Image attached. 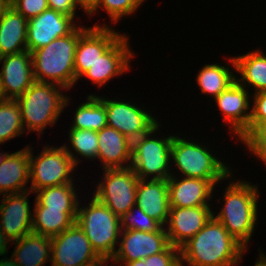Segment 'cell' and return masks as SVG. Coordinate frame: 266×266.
Returning <instances> with one entry per match:
<instances>
[{
	"instance_id": "obj_46",
	"label": "cell",
	"mask_w": 266,
	"mask_h": 266,
	"mask_svg": "<svg viewBox=\"0 0 266 266\" xmlns=\"http://www.w3.org/2000/svg\"><path fill=\"white\" fill-rule=\"evenodd\" d=\"M8 154H9V153H4V151H3L2 154L0 153V155H1V156H0V167H1V165L3 164L5 158L7 157Z\"/></svg>"
},
{
	"instance_id": "obj_36",
	"label": "cell",
	"mask_w": 266,
	"mask_h": 266,
	"mask_svg": "<svg viewBox=\"0 0 266 266\" xmlns=\"http://www.w3.org/2000/svg\"><path fill=\"white\" fill-rule=\"evenodd\" d=\"M8 4L27 20L37 17L49 8L47 0H8Z\"/></svg>"
},
{
	"instance_id": "obj_17",
	"label": "cell",
	"mask_w": 266,
	"mask_h": 266,
	"mask_svg": "<svg viewBox=\"0 0 266 266\" xmlns=\"http://www.w3.org/2000/svg\"><path fill=\"white\" fill-rule=\"evenodd\" d=\"M0 80L4 99H17L35 82L32 55L26 50L18 54L2 56Z\"/></svg>"
},
{
	"instance_id": "obj_47",
	"label": "cell",
	"mask_w": 266,
	"mask_h": 266,
	"mask_svg": "<svg viewBox=\"0 0 266 266\" xmlns=\"http://www.w3.org/2000/svg\"><path fill=\"white\" fill-rule=\"evenodd\" d=\"M107 261L106 260H101L100 262L96 263V264H93V265H89V266H104V264L106 263ZM112 266V265H111Z\"/></svg>"
},
{
	"instance_id": "obj_12",
	"label": "cell",
	"mask_w": 266,
	"mask_h": 266,
	"mask_svg": "<svg viewBox=\"0 0 266 266\" xmlns=\"http://www.w3.org/2000/svg\"><path fill=\"white\" fill-rule=\"evenodd\" d=\"M165 229L162 226L156 232L121 231L122 241L111 260L115 264L127 263L163 252L170 245Z\"/></svg>"
},
{
	"instance_id": "obj_22",
	"label": "cell",
	"mask_w": 266,
	"mask_h": 266,
	"mask_svg": "<svg viewBox=\"0 0 266 266\" xmlns=\"http://www.w3.org/2000/svg\"><path fill=\"white\" fill-rule=\"evenodd\" d=\"M97 158L103 163V170L126 168L124 163L131 161L132 142L116 129L106 126L97 131Z\"/></svg>"
},
{
	"instance_id": "obj_20",
	"label": "cell",
	"mask_w": 266,
	"mask_h": 266,
	"mask_svg": "<svg viewBox=\"0 0 266 266\" xmlns=\"http://www.w3.org/2000/svg\"><path fill=\"white\" fill-rule=\"evenodd\" d=\"M170 207L209 206L214 185L221 180L184 177L181 180L171 175L168 179Z\"/></svg>"
},
{
	"instance_id": "obj_21",
	"label": "cell",
	"mask_w": 266,
	"mask_h": 266,
	"mask_svg": "<svg viewBox=\"0 0 266 266\" xmlns=\"http://www.w3.org/2000/svg\"><path fill=\"white\" fill-rule=\"evenodd\" d=\"M136 206L164 227L170 212L168 181L139 179Z\"/></svg>"
},
{
	"instance_id": "obj_35",
	"label": "cell",
	"mask_w": 266,
	"mask_h": 266,
	"mask_svg": "<svg viewBox=\"0 0 266 266\" xmlns=\"http://www.w3.org/2000/svg\"><path fill=\"white\" fill-rule=\"evenodd\" d=\"M145 0H98L96 6L88 13L92 16L94 12L99 7H102L107 11L109 17H111V22L116 23L121 17L126 15H132L142 2Z\"/></svg>"
},
{
	"instance_id": "obj_34",
	"label": "cell",
	"mask_w": 266,
	"mask_h": 266,
	"mask_svg": "<svg viewBox=\"0 0 266 266\" xmlns=\"http://www.w3.org/2000/svg\"><path fill=\"white\" fill-rule=\"evenodd\" d=\"M239 140L266 164V122L249 123L248 131Z\"/></svg>"
},
{
	"instance_id": "obj_24",
	"label": "cell",
	"mask_w": 266,
	"mask_h": 266,
	"mask_svg": "<svg viewBox=\"0 0 266 266\" xmlns=\"http://www.w3.org/2000/svg\"><path fill=\"white\" fill-rule=\"evenodd\" d=\"M30 180L29 147H25L5 158L0 167V195L28 191L25 188ZM4 194H3V193Z\"/></svg>"
},
{
	"instance_id": "obj_30",
	"label": "cell",
	"mask_w": 266,
	"mask_h": 266,
	"mask_svg": "<svg viewBox=\"0 0 266 266\" xmlns=\"http://www.w3.org/2000/svg\"><path fill=\"white\" fill-rule=\"evenodd\" d=\"M236 81V76L232 70L217 64H206L197 76V83L202 93H207L217 97Z\"/></svg>"
},
{
	"instance_id": "obj_45",
	"label": "cell",
	"mask_w": 266,
	"mask_h": 266,
	"mask_svg": "<svg viewBox=\"0 0 266 266\" xmlns=\"http://www.w3.org/2000/svg\"><path fill=\"white\" fill-rule=\"evenodd\" d=\"M7 5H8V0H0V15L2 14V11L5 9Z\"/></svg>"
},
{
	"instance_id": "obj_7",
	"label": "cell",
	"mask_w": 266,
	"mask_h": 266,
	"mask_svg": "<svg viewBox=\"0 0 266 266\" xmlns=\"http://www.w3.org/2000/svg\"><path fill=\"white\" fill-rule=\"evenodd\" d=\"M159 123L147 134L132 141L130 167L139 179L167 180L169 173L168 164L171 161V144L174 136L156 139L150 138L159 130Z\"/></svg>"
},
{
	"instance_id": "obj_11",
	"label": "cell",
	"mask_w": 266,
	"mask_h": 266,
	"mask_svg": "<svg viewBox=\"0 0 266 266\" xmlns=\"http://www.w3.org/2000/svg\"><path fill=\"white\" fill-rule=\"evenodd\" d=\"M105 104L107 126L124 134L131 142L147 134L158 121L149 112L129 102L100 98Z\"/></svg>"
},
{
	"instance_id": "obj_3",
	"label": "cell",
	"mask_w": 266,
	"mask_h": 266,
	"mask_svg": "<svg viewBox=\"0 0 266 266\" xmlns=\"http://www.w3.org/2000/svg\"><path fill=\"white\" fill-rule=\"evenodd\" d=\"M225 191V205L217 216H213L246 248L258 217L257 187L237 180L229 184Z\"/></svg>"
},
{
	"instance_id": "obj_33",
	"label": "cell",
	"mask_w": 266,
	"mask_h": 266,
	"mask_svg": "<svg viewBox=\"0 0 266 266\" xmlns=\"http://www.w3.org/2000/svg\"><path fill=\"white\" fill-rule=\"evenodd\" d=\"M136 210L138 215L135 216ZM138 217V218H137ZM121 229L138 230L143 232H156L162 225L155 219L149 217L141 208L134 205L127 213L120 217Z\"/></svg>"
},
{
	"instance_id": "obj_40",
	"label": "cell",
	"mask_w": 266,
	"mask_h": 266,
	"mask_svg": "<svg viewBox=\"0 0 266 266\" xmlns=\"http://www.w3.org/2000/svg\"><path fill=\"white\" fill-rule=\"evenodd\" d=\"M88 14L98 3V0H74Z\"/></svg>"
},
{
	"instance_id": "obj_13",
	"label": "cell",
	"mask_w": 266,
	"mask_h": 266,
	"mask_svg": "<svg viewBox=\"0 0 266 266\" xmlns=\"http://www.w3.org/2000/svg\"><path fill=\"white\" fill-rule=\"evenodd\" d=\"M74 18L51 8L28 20L27 50L31 53L48 45L51 41L70 34L77 24Z\"/></svg>"
},
{
	"instance_id": "obj_25",
	"label": "cell",
	"mask_w": 266,
	"mask_h": 266,
	"mask_svg": "<svg viewBox=\"0 0 266 266\" xmlns=\"http://www.w3.org/2000/svg\"><path fill=\"white\" fill-rule=\"evenodd\" d=\"M12 242L17 246L11 257L19 266H43L46 261L51 262L50 237L30 233Z\"/></svg>"
},
{
	"instance_id": "obj_27",
	"label": "cell",
	"mask_w": 266,
	"mask_h": 266,
	"mask_svg": "<svg viewBox=\"0 0 266 266\" xmlns=\"http://www.w3.org/2000/svg\"><path fill=\"white\" fill-rule=\"evenodd\" d=\"M259 50L229 59L242 78L236 79L242 86L252 85L255 93L266 91V56ZM241 81H243L241 83ZM248 83V84H247Z\"/></svg>"
},
{
	"instance_id": "obj_14",
	"label": "cell",
	"mask_w": 266,
	"mask_h": 266,
	"mask_svg": "<svg viewBox=\"0 0 266 266\" xmlns=\"http://www.w3.org/2000/svg\"><path fill=\"white\" fill-rule=\"evenodd\" d=\"M121 35L107 25L97 24L79 36L74 57L75 83Z\"/></svg>"
},
{
	"instance_id": "obj_41",
	"label": "cell",
	"mask_w": 266,
	"mask_h": 266,
	"mask_svg": "<svg viewBox=\"0 0 266 266\" xmlns=\"http://www.w3.org/2000/svg\"><path fill=\"white\" fill-rule=\"evenodd\" d=\"M10 242V240L5 236L3 231L0 228V256L8 253L7 251V244Z\"/></svg>"
},
{
	"instance_id": "obj_6",
	"label": "cell",
	"mask_w": 266,
	"mask_h": 266,
	"mask_svg": "<svg viewBox=\"0 0 266 266\" xmlns=\"http://www.w3.org/2000/svg\"><path fill=\"white\" fill-rule=\"evenodd\" d=\"M67 147L66 145L55 148L45 146L37 157H33L32 149L29 147L32 193L47 187L73 183L70 174L74 171L79 159Z\"/></svg>"
},
{
	"instance_id": "obj_42",
	"label": "cell",
	"mask_w": 266,
	"mask_h": 266,
	"mask_svg": "<svg viewBox=\"0 0 266 266\" xmlns=\"http://www.w3.org/2000/svg\"><path fill=\"white\" fill-rule=\"evenodd\" d=\"M122 266H147V262H145L144 259H139L133 262L124 263Z\"/></svg>"
},
{
	"instance_id": "obj_4",
	"label": "cell",
	"mask_w": 266,
	"mask_h": 266,
	"mask_svg": "<svg viewBox=\"0 0 266 266\" xmlns=\"http://www.w3.org/2000/svg\"><path fill=\"white\" fill-rule=\"evenodd\" d=\"M51 82L35 81L16 101L19 104L24 129L42 133L48 125H54L69 97L58 89L63 86Z\"/></svg>"
},
{
	"instance_id": "obj_38",
	"label": "cell",
	"mask_w": 266,
	"mask_h": 266,
	"mask_svg": "<svg viewBox=\"0 0 266 266\" xmlns=\"http://www.w3.org/2000/svg\"><path fill=\"white\" fill-rule=\"evenodd\" d=\"M253 101L249 123L266 122V91L255 93Z\"/></svg>"
},
{
	"instance_id": "obj_48",
	"label": "cell",
	"mask_w": 266,
	"mask_h": 266,
	"mask_svg": "<svg viewBox=\"0 0 266 266\" xmlns=\"http://www.w3.org/2000/svg\"><path fill=\"white\" fill-rule=\"evenodd\" d=\"M3 90H2V85H1V80H0V100H3Z\"/></svg>"
},
{
	"instance_id": "obj_43",
	"label": "cell",
	"mask_w": 266,
	"mask_h": 266,
	"mask_svg": "<svg viewBox=\"0 0 266 266\" xmlns=\"http://www.w3.org/2000/svg\"><path fill=\"white\" fill-rule=\"evenodd\" d=\"M0 266H19L15 261L14 259L11 258V260H8L5 258L1 259L0 260Z\"/></svg>"
},
{
	"instance_id": "obj_8",
	"label": "cell",
	"mask_w": 266,
	"mask_h": 266,
	"mask_svg": "<svg viewBox=\"0 0 266 266\" xmlns=\"http://www.w3.org/2000/svg\"><path fill=\"white\" fill-rule=\"evenodd\" d=\"M212 155L203 145L173 137L171 159L185 177L223 181L232 176L229 167Z\"/></svg>"
},
{
	"instance_id": "obj_9",
	"label": "cell",
	"mask_w": 266,
	"mask_h": 266,
	"mask_svg": "<svg viewBox=\"0 0 266 266\" xmlns=\"http://www.w3.org/2000/svg\"><path fill=\"white\" fill-rule=\"evenodd\" d=\"M103 176L94 197L121 217L136 205L139 178L131 167L105 169Z\"/></svg>"
},
{
	"instance_id": "obj_16",
	"label": "cell",
	"mask_w": 266,
	"mask_h": 266,
	"mask_svg": "<svg viewBox=\"0 0 266 266\" xmlns=\"http://www.w3.org/2000/svg\"><path fill=\"white\" fill-rule=\"evenodd\" d=\"M31 191L4 195L0 204V228L10 241L32 233L33 215L28 203Z\"/></svg>"
},
{
	"instance_id": "obj_5",
	"label": "cell",
	"mask_w": 266,
	"mask_h": 266,
	"mask_svg": "<svg viewBox=\"0 0 266 266\" xmlns=\"http://www.w3.org/2000/svg\"><path fill=\"white\" fill-rule=\"evenodd\" d=\"M79 206L78 203L76 223L83 230L97 255L106 261L112 259L122 231L120 217L94 196L89 206L83 208Z\"/></svg>"
},
{
	"instance_id": "obj_23",
	"label": "cell",
	"mask_w": 266,
	"mask_h": 266,
	"mask_svg": "<svg viewBox=\"0 0 266 266\" xmlns=\"http://www.w3.org/2000/svg\"><path fill=\"white\" fill-rule=\"evenodd\" d=\"M27 25L24 18L9 4L0 15V54H18L27 50Z\"/></svg>"
},
{
	"instance_id": "obj_37",
	"label": "cell",
	"mask_w": 266,
	"mask_h": 266,
	"mask_svg": "<svg viewBox=\"0 0 266 266\" xmlns=\"http://www.w3.org/2000/svg\"><path fill=\"white\" fill-rule=\"evenodd\" d=\"M147 266H181L180 248L169 245L163 252L144 259Z\"/></svg>"
},
{
	"instance_id": "obj_29",
	"label": "cell",
	"mask_w": 266,
	"mask_h": 266,
	"mask_svg": "<svg viewBox=\"0 0 266 266\" xmlns=\"http://www.w3.org/2000/svg\"><path fill=\"white\" fill-rule=\"evenodd\" d=\"M74 115V124L70 129L100 131L107 126L105 104L100 96L89 95L87 102L82 103Z\"/></svg>"
},
{
	"instance_id": "obj_28",
	"label": "cell",
	"mask_w": 266,
	"mask_h": 266,
	"mask_svg": "<svg viewBox=\"0 0 266 266\" xmlns=\"http://www.w3.org/2000/svg\"><path fill=\"white\" fill-rule=\"evenodd\" d=\"M74 189L73 183L43 188L35 192L36 200L48 209L77 213L79 201Z\"/></svg>"
},
{
	"instance_id": "obj_1",
	"label": "cell",
	"mask_w": 266,
	"mask_h": 266,
	"mask_svg": "<svg viewBox=\"0 0 266 266\" xmlns=\"http://www.w3.org/2000/svg\"><path fill=\"white\" fill-rule=\"evenodd\" d=\"M246 248L214 216L180 248L181 266H234Z\"/></svg>"
},
{
	"instance_id": "obj_44",
	"label": "cell",
	"mask_w": 266,
	"mask_h": 266,
	"mask_svg": "<svg viewBox=\"0 0 266 266\" xmlns=\"http://www.w3.org/2000/svg\"><path fill=\"white\" fill-rule=\"evenodd\" d=\"M260 258H258L259 260H257V263H255V266H266V255L261 254L259 255Z\"/></svg>"
},
{
	"instance_id": "obj_15",
	"label": "cell",
	"mask_w": 266,
	"mask_h": 266,
	"mask_svg": "<svg viewBox=\"0 0 266 266\" xmlns=\"http://www.w3.org/2000/svg\"><path fill=\"white\" fill-rule=\"evenodd\" d=\"M214 215L210 206L170 207L168 218L169 243L181 248L195 236Z\"/></svg>"
},
{
	"instance_id": "obj_32",
	"label": "cell",
	"mask_w": 266,
	"mask_h": 266,
	"mask_svg": "<svg viewBox=\"0 0 266 266\" xmlns=\"http://www.w3.org/2000/svg\"><path fill=\"white\" fill-rule=\"evenodd\" d=\"M69 143H71L74 151L91 160L97 159L98 154V136L97 131L70 129Z\"/></svg>"
},
{
	"instance_id": "obj_18",
	"label": "cell",
	"mask_w": 266,
	"mask_h": 266,
	"mask_svg": "<svg viewBox=\"0 0 266 266\" xmlns=\"http://www.w3.org/2000/svg\"><path fill=\"white\" fill-rule=\"evenodd\" d=\"M128 37L121 35L82 75L100 87L111 78L130 69L129 60L133 53L128 47Z\"/></svg>"
},
{
	"instance_id": "obj_2",
	"label": "cell",
	"mask_w": 266,
	"mask_h": 266,
	"mask_svg": "<svg viewBox=\"0 0 266 266\" xmlns=\"http://www.w3.org/2000/svg\"><path fill=\"white\" fill-rule=\"evenodd\" d=\"M79 27L31 52L35 81L48 83L51 80V83L63 86V90L73 87L75 49L79 36L87 29Z\"/></svg>"
},
{
	"instance_id": "obj_19",
	"label": "cell",
	"mask_w": 266,
	"mask_h": 266,
	"mask_svg": "<svg viewBox=\"0 0 266 266\" xmlns=\"http://www.w3.org/2000/svg\"><path fill=\"white\" fill-rule=\"evenodd\" d=\"M214 100L224 114L223 119L230 123L234 135L240 139L248 131L251 118V110L247 112L250 104L245 87L236 80Z\"/></svg>"
},
{
	"instance_id": "obj_39",
	"label": "cell",
	"mask_w": 266,
	"mask_h": 266,
	"mask_svg": "<svg viewBox=\"0 0 266 266\" xmlns=\"http://www.w3.org/2000/svg\"><path fill=\"white\" fill-rule=\"evenodd\" d=\"M47 2L49 8L74 18L77 8L74 0H47Z\"/></svg>"
},
{
	"instance_id": "obj_31",
	"label": "cell",
	"mask_w": 266,
	"mask_h": 266,
	"mask_svg": "<svg viewBox=\"0 0 266 266\" xmlns=\"http://www.w3.org/2000/svg\"><path fill=\"white\" fill-rule=\"evenodd\" d=\"M25 131L16 99L0 100V143L18 137Z\"/></svg>"
},
{
	"instance_id": "obj_10",
	"label": "cell",
	"mask_w": 266,
	"mask_h": 266,
	"mask_svg": "<svg viewBox=\"0 0 266 266\" xmlns=\"http://www.w3.org/2000/svg\"><path fill=\"white\" fill-rule=\"evenodd\" d=\"M51 244V266H89L102 260L76 222L52 237Z\"/></svg>"
},
{
	"instance_id": "obj_26",
	"label": "cell",
	"mask_w": 266,
	"mask_h": 266,
	"mask_svg": "<svg viewBox=\"0 0 266 266\" xmlns=\"http://www.w3.org/2000/svg\"><path fill=\"white\" fill-rule=\"evenodd\" d=\"M32 233L47 237H54L71 227L77 218V213H64L43 207L35 199Z\"/></svg>"
}]
</instances>
